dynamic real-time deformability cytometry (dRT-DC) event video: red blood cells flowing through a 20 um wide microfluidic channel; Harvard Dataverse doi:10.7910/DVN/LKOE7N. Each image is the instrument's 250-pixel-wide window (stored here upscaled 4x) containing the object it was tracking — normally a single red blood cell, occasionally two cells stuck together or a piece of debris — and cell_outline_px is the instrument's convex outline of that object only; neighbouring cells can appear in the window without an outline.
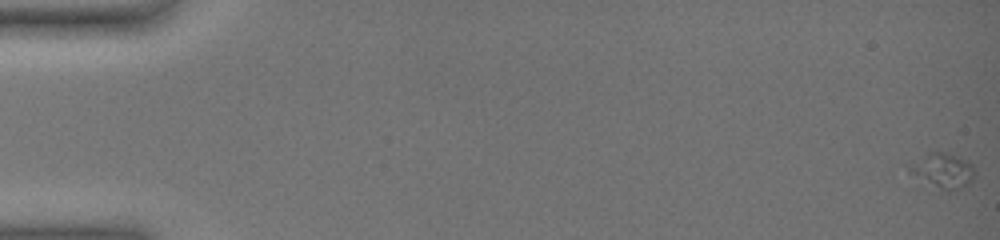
{"species": "common noctule bat (a hibernating species)", "species_latin": "Nyctalus noctula", "temperature_condition": "warm", "stored_images_in_passage": 23, "camera_frame_rate_fps": 3000, "um_per_image_px": 0.085, "animal": {"sex": "female", "body_mass_g": 19.0, "forearm_length_mm": 51.5}, "frame": {"image": 1, "passage_image": 1, "time_ms": 0.0, "image_size_px": [1000, 240], "cell_outline_px": [[972, 180], [968, 184], [948, 192], [908, 172], [916, 164], [932, 152], [944, 152], [964, 160], [972, 164]], "centroid_in_image_um": [80.22, 14.53], "position_along_channel_um": 4.8, "area_um2": 11.96}}
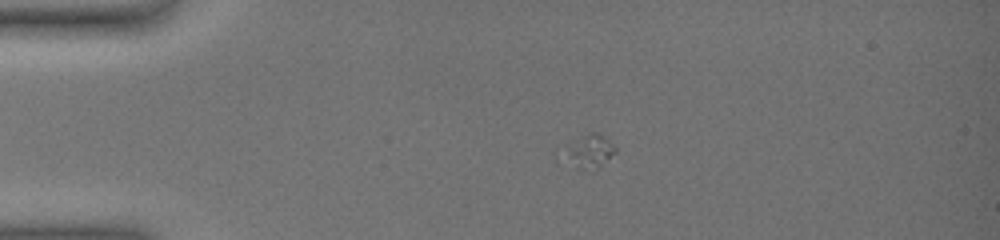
{"frame": {"image": 2, "passage_image": 17, "time_ms": 5.333, "image_size_px": [1000, 240], "cell_outline_px": [[616, 152], [596, 164], [584, 168], [576, 168], [556, 160], [552, 152], [588, 132], [600, 132], [616, 148]], "centroid_in_image_um": [49.75, 12.81], "position_along_channel_um": 35.2, "area_um2": 10.58}}